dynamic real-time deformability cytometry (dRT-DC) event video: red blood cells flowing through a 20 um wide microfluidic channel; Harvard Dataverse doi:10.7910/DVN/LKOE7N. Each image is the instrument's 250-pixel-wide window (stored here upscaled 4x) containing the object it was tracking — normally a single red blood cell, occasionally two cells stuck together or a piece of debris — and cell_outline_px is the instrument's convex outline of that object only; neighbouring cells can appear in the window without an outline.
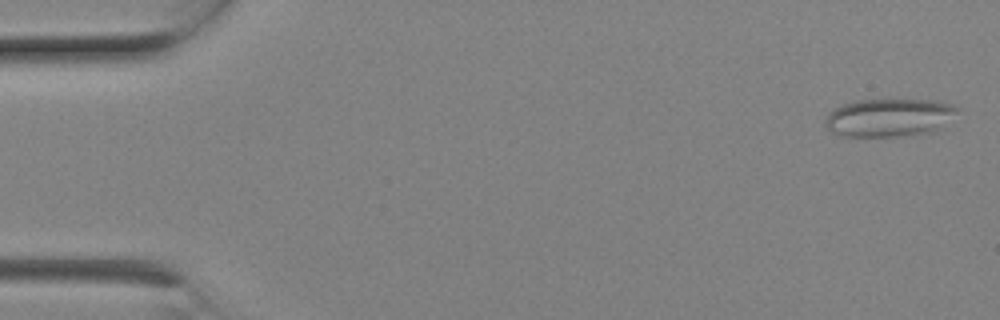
{"species": "Egyptian fruit bat (a non-hibernating species)", "species_latin": "Rousettus aegyptiacus", "temperature_condition": "room temperature", "stored_images_in_passage": 6, "camera_frame_rate_fps": 3000, "um_per_image_px": 0.085, "animal": {"sex": "female"}, "frame": {"image": 1, "passage_image": 1, "time_ms": 0.0, "image_size_px": [1000, 320], "cell_outline_px": [[960, 108], [936, 132], [896, 136], [844, 136], [832, 132], [828, 128], [828, 112], [844, 104], [856, 100], [888, 96], [932, 100], [952, 104]], "centroid_in_image_um": [75.62, 9.93], "position_along_channel_um": 9.4, "area_um2": 30.0}}